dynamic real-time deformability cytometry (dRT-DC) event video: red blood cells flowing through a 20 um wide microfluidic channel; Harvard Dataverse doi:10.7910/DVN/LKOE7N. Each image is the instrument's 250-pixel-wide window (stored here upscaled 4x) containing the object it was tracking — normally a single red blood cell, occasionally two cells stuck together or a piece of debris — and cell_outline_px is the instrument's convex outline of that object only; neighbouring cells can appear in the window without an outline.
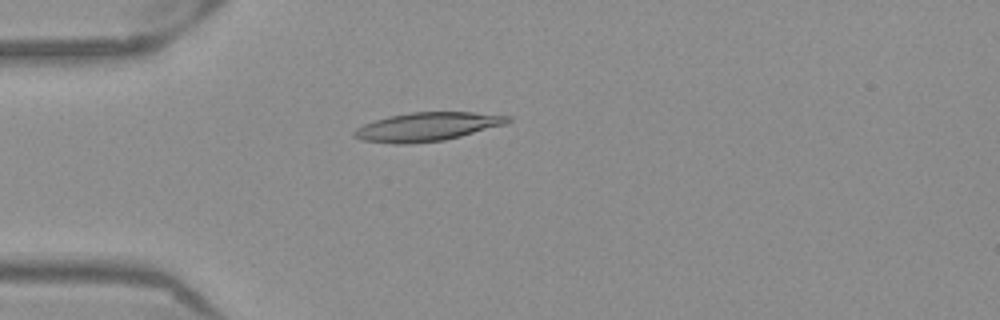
{"species": "Egyptian fruit bat (a non-hibernating species)", "species_latin": "Rousettus aegyptiacus", "temperature_condition": "warm", "stored_images_in_passage": 51, "camera_frame_rate_fps": 3000, "um_per_image_px": 0.085, "frame": {"image": 1, "passage_image": 13, "time_ms": 4.0, "image_size_px": [1000, 320], "cell_outline_px": [[512, 120], [508, 124], [444, 140], [400, 144], [392, 144], [360, 140], [352, 136], [352, 132], [356, 128], [364, 124], [388, 116], [412, 112], [472, 112], [512, 116]], "centroid_in_image_um": [36.31, 10.77], "position_along_channel_um": 48.7, "area_um2": 25.72}}
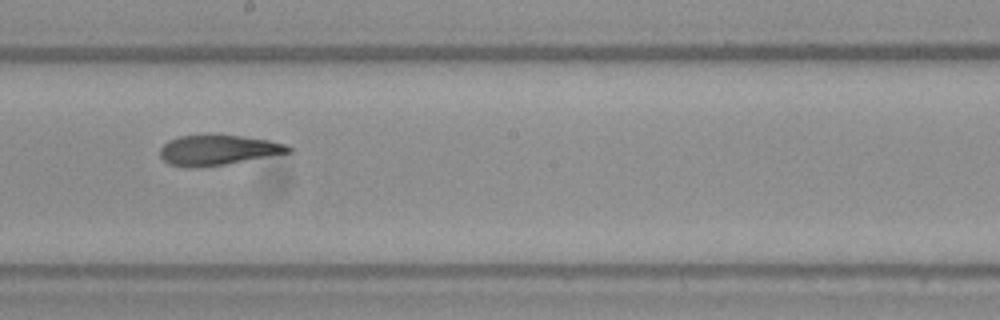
{"frame": {"image": 2, "passage_image": 28, "time_ms": 9.0, "image_size_px": [1000, 320], "cell_outline_px": [[292, 152], [224, 164], [200, 168], [184, 168], [168, 164], [160, 156], [160, 148], [168, 140], [180, 136], [244, 136], [268, 140], [284, 144], [292, 148]], "centroid_in_image_um": [18.48, 12.78], "position_along_channel_um": 229.7, "area_um2": 22.31}}
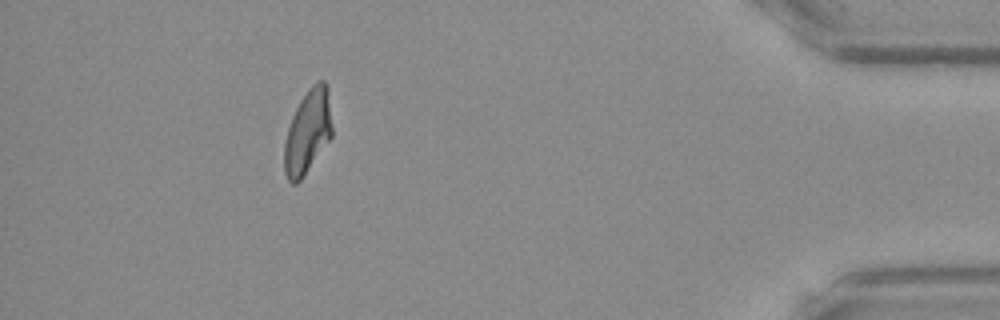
{"frame": {"image": 3, "passage_image": 46, "time_ms": 15.0, "image_size_px": [1000, 320], "cell_outline_px": [[332, 136], [300, 180], [296, 184], [292, 184], [288, 180], [284, 172], [284, 144], [288, 128], [292, 116], [300, 100], [308, 88], [316, 80], [324, 80], [328, 88], [332, 124]], "centroid_in_image_um": [26.16, 11.17], "position_along_channel_um": 409.0, "area_um2": 23.35}, "authors_computed_cell_mechanics": {"area_um2": 23.8714, "velocity_mm_per_s": 3.907, "shape_relaxation_time_tau1_ms": null, "shape_relaxation_time_tau2_ms": 3.0905, "deformation_change_tau1": null, "deformation_change_tau2": 0.118}}